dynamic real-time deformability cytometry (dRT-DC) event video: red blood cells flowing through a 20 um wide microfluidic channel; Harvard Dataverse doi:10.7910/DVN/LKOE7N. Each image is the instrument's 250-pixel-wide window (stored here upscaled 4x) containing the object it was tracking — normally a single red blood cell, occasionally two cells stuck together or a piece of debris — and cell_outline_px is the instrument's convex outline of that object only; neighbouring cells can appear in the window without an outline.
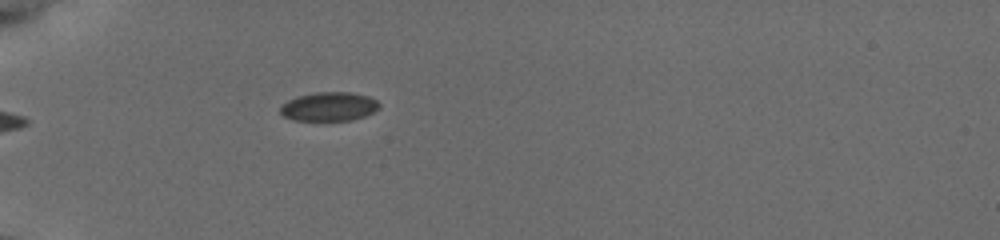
{"species": "common noctule bat (a hibernating species)", "species_latin": "Nyctalus noctula", "temperature_condition": "cold", "stored_images_in_passage": 23, "camera_frame_rate_fps": 3000, "um_per_image_px": 0.085, "animal": {"sex": "female", "body_mass_g": 19.5, "forearm_length_mm": 54.1}, "frame": {"image": 1, "passage_image": 1, "time_ms": 0.0, "image_size_px": [1000, 240], "cell_outline_px": [[380, 108], [364, 116], [352, 120], [296, 120], [284, 116], [280, 112], [280, 108], [288, 100], [296, 96], [316, 92], [352, 92], [368, 96], [376, 100], [380, 104]], "centroid_in_image_um": [27.99, 9.05], "position_along_channel_um": 57.0, "area_um2": 16.59}}
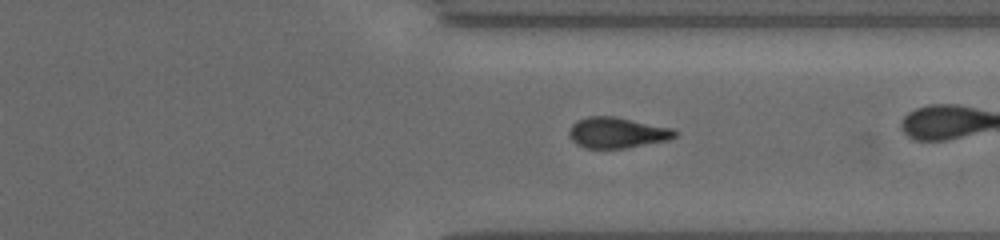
{"frame": {"image": 2, "passage_image": 20, "time_ms": 6.333, "image_size_px": [1000, 240], "cell_outline_px": [[676, 136], [668, 140], [628, 148], [584, 148], [576, 144], [572, 140], [568, 132], [572, 124], [576, 120], [588, 116], [616, 116], [672, 128], [676, 132]], "centroid_in_image_um": [52.43, 11.27], "position_along_channel_um": 359.0, "area_um2": 19.07}}